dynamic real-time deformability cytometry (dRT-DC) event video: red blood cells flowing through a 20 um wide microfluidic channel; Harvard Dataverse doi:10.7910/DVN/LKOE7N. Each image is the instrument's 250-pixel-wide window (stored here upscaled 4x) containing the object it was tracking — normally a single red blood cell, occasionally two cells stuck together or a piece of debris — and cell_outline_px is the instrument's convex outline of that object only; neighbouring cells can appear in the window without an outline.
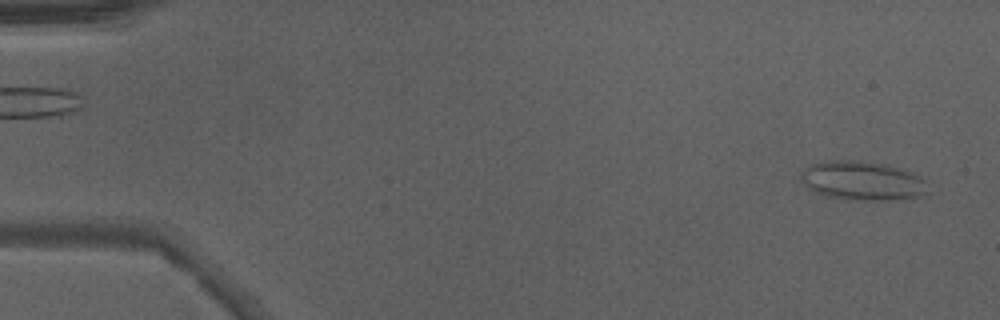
{"species": "Egyptian fruit bat (a non-hibernating species)", "species_latin": "Rousettus aegyptiacus", "temperature_condition": "warm", "stored_images_in_passage": 48, "camera_frame_rate_fps": 3000, "um_per_image_px": 0.085, "animal": {"sex": "male"}, "frame": {"image": 1, "passage_image": 2, "time_ms": 0.333, "image_size_px": [1000, 320], "cell_outline_px": [[932, 192], [928, 196], [872, 200], [864, 200], [828, 196], [816, 192], [808, 188], [800, 180], [800, 172], [812, 164], [832, 160], [860, 160], [888, 164], [904, 168], [920, 176], [924, 180]], "centroid_in_image_um": [73.38, 15.34], "position_along_channel_um": 11.6, "area_um2": 29.13}}
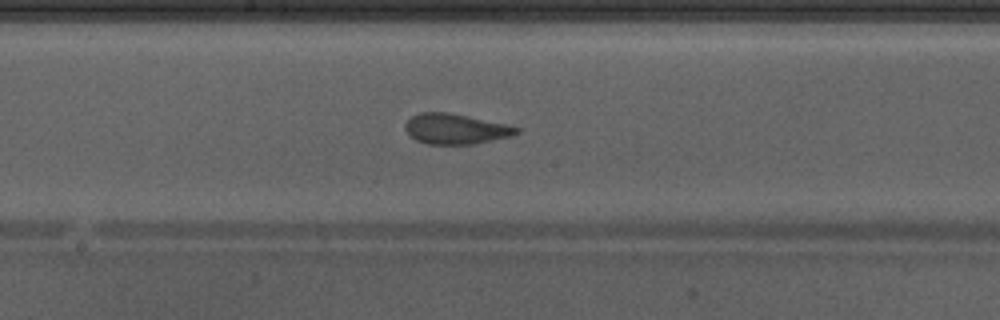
{"frame": {"image": 2, "passage_image": 26, "time_ms": 8.333, "image_size_px": [1000, 320], "cell_outline_px": [[520, 132], [508, 136], [472, 144], [428, 144], [416, 140], [408, 136], [404, 128], [404, 124], [412, 116], [420, 112], [448, 112], [508, 124], [520, 128]], "centroid_in_image_um": [38.68, 10.95], "position_along_channel_um": 209.5, "area_um2": 19.65}}
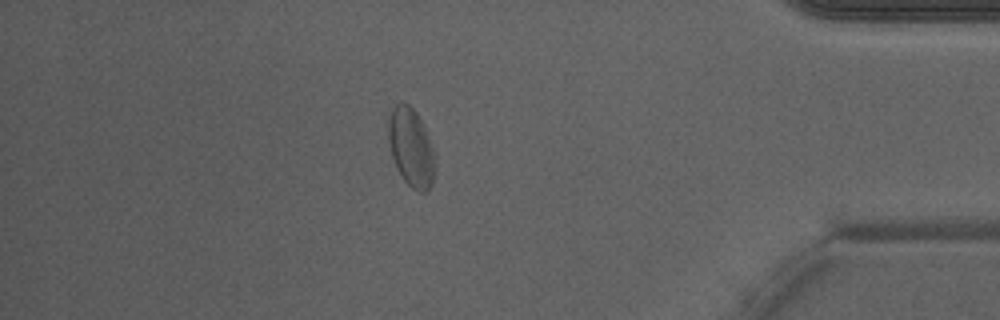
{"frame": {"image": 3, "passage_image": 42, "time_ms": 13.667, "image_size_px": [1000, 320], "cell_outline_px": [[436, 168], [432, 184], [424, 192], [420, 192], [412, 188], [404, 180], [396, 168], [392, 156], [388, 140], [388, 116], [392, 108], [400, 100], [408, 104], [416, 112], [424, 124], [432, 148], [436, 164]], "centroid_in_image_um": [34.93, 12.51], "position_along_channel_um": 400.3, "area_um2": 21.56}, "authors_computed_cell_mechanics": {"area_um2": 20.7791, "velocity_mm_per_s": 4.2404, "shape_relaxation_time_tau1_ms": 8.4752, "shape_relaxation_time_tau2_ms": 1.4378, "deformation_change_tau1": 0.1773, "deformation_change_tau2": 0.0723}}